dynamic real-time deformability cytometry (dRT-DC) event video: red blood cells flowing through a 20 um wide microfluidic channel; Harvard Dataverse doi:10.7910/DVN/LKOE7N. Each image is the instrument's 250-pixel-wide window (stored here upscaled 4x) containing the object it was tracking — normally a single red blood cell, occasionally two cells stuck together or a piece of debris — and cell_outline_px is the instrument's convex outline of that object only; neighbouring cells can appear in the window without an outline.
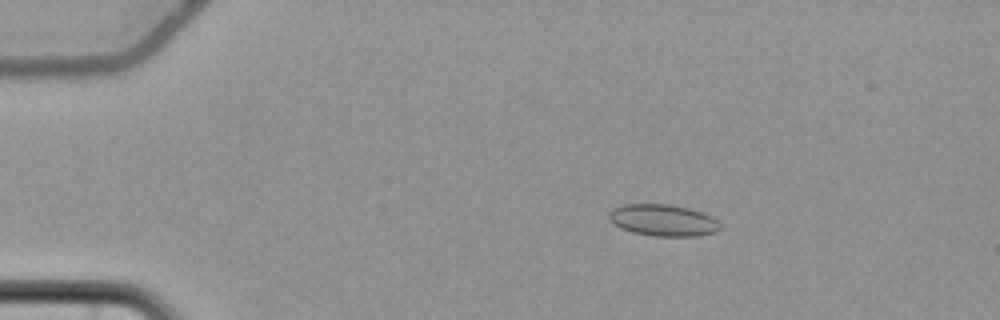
{"species": "common noctule bat (a hibernating species)", "species_latin": "Nyctalus noctula", "temperature_condition": "cold", "stored_images_in_passage": 1, "camera_frame_rate_fps": 3000, "um_per_image_px": 0.085, "animal": {"sex": "female", "body_mass_g": 22.7, "forearm_length_mm": 54.2}, "frame": {"image": 1, "passage_image": 1, "time_ms": 0.0, "image_size_px": [1000, 320], "cell_outline_px": [[720, 228], [716, 232], [700, 236], [652, 236], [632, 232], [620, 228], [612, 224], [608, 216], [608, 212], [612, 208], [624, 204], [668, 204], [688, 208], [712, 216], [720, 224]], "centroid_in_image_um": [56.32, 18.72], "position_along_channel_um": 28.7, "area_um2": 20.69}}